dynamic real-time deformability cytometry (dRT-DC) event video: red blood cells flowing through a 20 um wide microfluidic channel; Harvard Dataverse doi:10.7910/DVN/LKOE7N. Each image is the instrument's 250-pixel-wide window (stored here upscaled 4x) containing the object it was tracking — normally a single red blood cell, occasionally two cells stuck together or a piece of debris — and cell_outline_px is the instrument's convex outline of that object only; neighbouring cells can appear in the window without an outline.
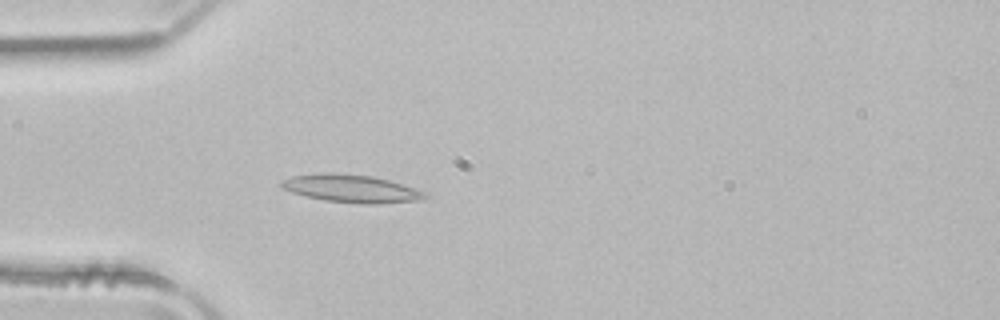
{"species": "common noctule bat (a hibernating species)", "species_latin": "Nyctalus noctula", "temperature_condition": "room temperature", "stored_images_in_passage": 51, "camera_frame_rate_fps": 3000, "um_per_image_px": 0.085, "animal": {"sex": "male", "body_mass_g": 21.5, "forearm_length_mm": 52.0}, "frame": {"image": 1, "passage_image": 15, "time_ms": 4.667, "image_size_px": [1000, 320], "cell_outline_px": [[432, 192], [428, 196], [420, 200], [380, 204], [360, 204], [324, 200], [304, 196], [292, 192], [284, 188], [280, 184], [284, 180], [292, 176], [320, 172], [332, 172], [372, 176], [388, 180]], "centroid_in_image_um": [29.94, 16.03], "position_along_channel_um": 55.1, "area_um2": 23.58}}
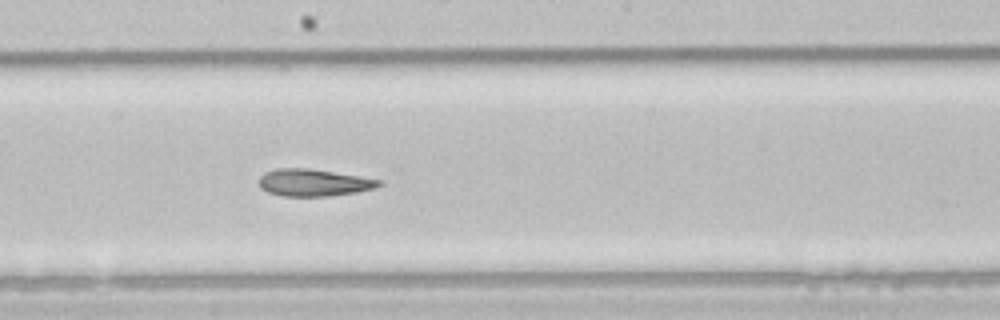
{"frame": {"image": 2, "passage_image": 28, "time_ms": 9.0, "image_size_px": [1000, 320], "cell_outline_px": [[384, 184], [376, 188], [356, 192], [332, 196], [284, 196], [268, 192], [260, 188], [260, 176], [264, 172], [276, 168], [308, 168], [380, 180]], "centroid_in_image_um": [26.64, 15.53], "position_along_channel_um": 221.6, "area_um2": 18.84}}
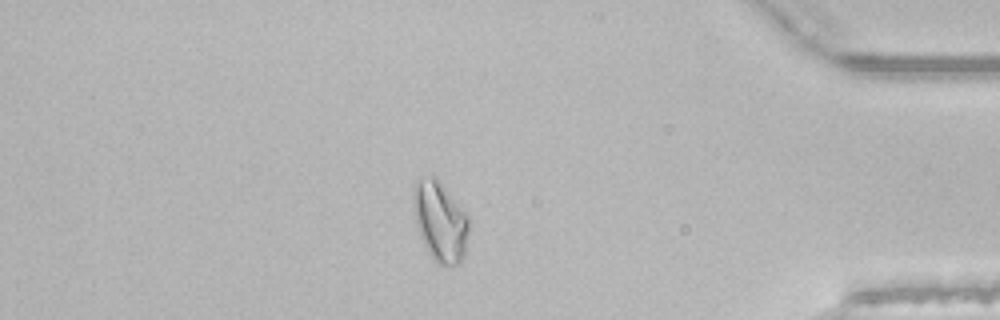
{"frame": {"image": 3, "passage_image": 44, "time_ms": 14.333, "image_size_px": [1000, 320], "cell_outline_px": [[468, 232], [464, 256], [456, 264], [440, 264], [428, 252], [424, 244], [416, 220], [412, 200], [412, 188], [420, 180], [428, 176], [432, 176], [444, 188], [468, 216]], "centroid_in_image_um": [37.4, 18.82], "position_along_channel_um": 397.8, "area_um2": 24.8}, "authors_computed_cell_mechanics": {"area_um2": 21.6172, "velocity_mm_per_s": 3.9805, "shape_relaxation_time_tau1_ms": null, "shape_relaxation_time_tau2_ms": 3.9099, "deformation_change_tau1": null, "deformation_change_tau2": 0.1183}}